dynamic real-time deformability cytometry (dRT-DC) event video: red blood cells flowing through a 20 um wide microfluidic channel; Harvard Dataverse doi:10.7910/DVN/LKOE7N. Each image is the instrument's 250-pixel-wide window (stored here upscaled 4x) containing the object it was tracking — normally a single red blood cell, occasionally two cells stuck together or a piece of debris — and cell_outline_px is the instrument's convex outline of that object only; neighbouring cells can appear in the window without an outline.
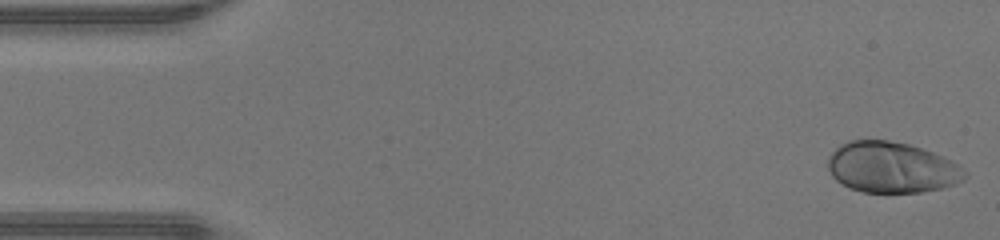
{"species": "human", "species_latin": "Homo sapiens", "temperature_condition": "warm", "stored_images_in_passage": 46, "camera_frame_rate_fps": 3000, "um_per_image_px": 0.085, "donor": {"sex": "male"}, "frame": {"image": 1, "passage_image": 1, "time_ms": 0.0, "image_size_px": [1000, 240], "cell_outline_px": [[968, 176], [964, 180], [956, 184], [940, 188], [920, 192], [864, 192], [848, 188], [836, 180], [832, 176], [828, 168], [828, 156], [840, 144], [848, 140], [888, 140], [908, 144], [932, 152], [956, 164], [968, 172]], "centroid_in_image_um": [75.77, 14.23], "position_along_channel_um": 9.2, "area_um2": 40.52}}
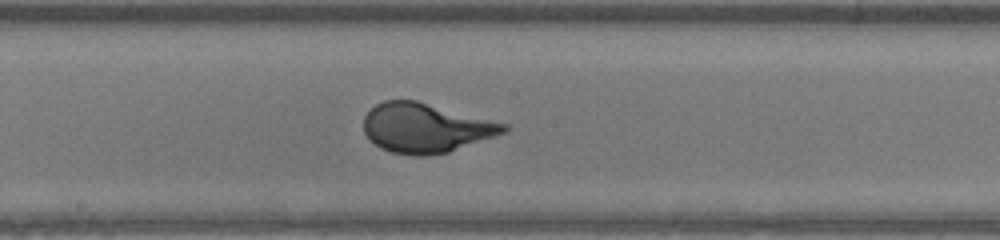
{"frame": {"image": 2, "passage_image": 24, "time_ms": 7.667, "image_size_px": [1000, 240], "cell_outline_px": [[508, 128], [504, 132], [448, 152], [428, 156], [412, 156], [392, 152], [380, 148], [368, 140], [364, 132], [364, 116], [376, 104], [384, 100], [416, 100], [508, 124]], "centroid_in_image_um": [36.13, 10.87], "position_along_channel_um": 212.1, "area_um2": 40.17}}
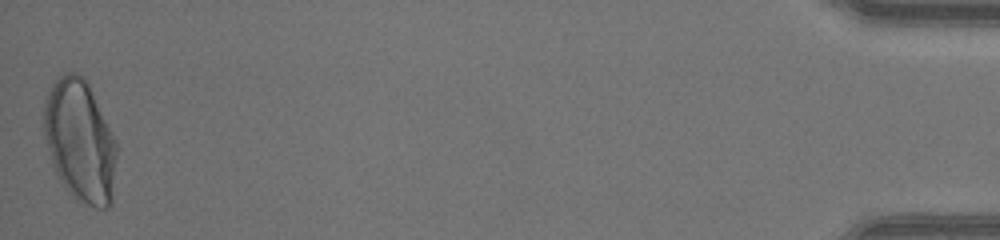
{"frame": {"image": 3, "passage_image": 46, "time_ms": 15.0, "image_size_px": [1000, 240], "cell_outline_px": [[116, 156], [112, 200], [108, 208], [96, 208], [76, 200], [64, 188], [56, 176], [52, 164], [44, 136], [44, 100], [52, 84], [60, 76], [68, 72], [80, 72], [84, 76], [116, 140]], "centroid_in_image_um": [6.78, 11.99], "position_along_channel_um": 428.4, "area_um2": 51.9}, "authors_computed_cell_mechanics": {"area_um2": 40.171, "velocity_mm_per_s": 4.3865, "shape_relaxation_time_tau1_ms": 3.539, "shape_relaxation_time_tau2_ms": null, "deformation_change_tau1": 0.2226, "deformation_change_tau2": null}}